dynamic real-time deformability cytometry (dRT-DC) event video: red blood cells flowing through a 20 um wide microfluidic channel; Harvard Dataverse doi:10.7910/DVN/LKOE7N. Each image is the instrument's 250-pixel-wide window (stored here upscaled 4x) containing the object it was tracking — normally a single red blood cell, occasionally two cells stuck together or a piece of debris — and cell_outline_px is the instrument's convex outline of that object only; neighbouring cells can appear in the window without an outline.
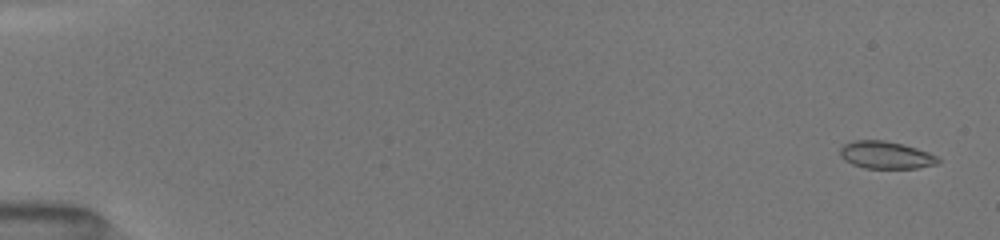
{"species": "common noctule bat (a hibernating species)", "species_latin": "Nyctalus noctula", "temperature_condition": "room temperature", "stored_images_in_passage": 50, "camera_frame_rate_fps": 3000, "um_per_image_px": 0.085, "animal": {"sex": "female", "body_mass_g": 19.5, "forearm_length_mm": 54.1}, "frame": {"image": 1, "passage_image": 2, "time_ms": 0.333, "image_size_px": [1000, 240], "cell_outline_px": [[940, 160], [936, 164], [916, 168], [864, 168], [852, 164], [844, 160], [840, 156], [840, 148], [844, 144], [856, 140], [884, 140], [916, 148], [928, 152], [936, 156]], "centroid_in_image_um": [75.26, 13.18], "position_along_channel_um": 9.7, "area_um2": 15.49}}
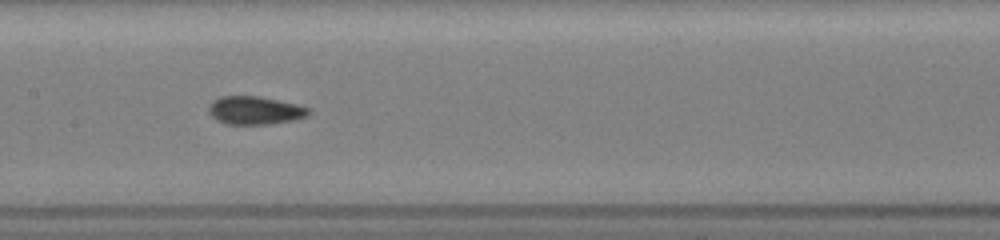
{"frame": {"image": 2, "passage_image": 26, "time_ms": 8.667, "image_size_px": [1000, 240], "cell_outline_px": [[312, 108], [304, 116], [292, 120], [268, 124], [228, 124], [216, 120], [208, 112], [208, 108], [212, 100], [220, 96], [256, 96], [296, 104]], "centroid_in_image_um": [21.61, 9.38], "position_along_channel_um": 185.8, "area_um2": 16.18}}
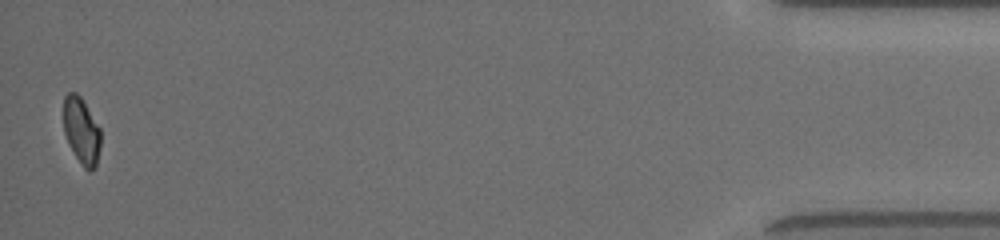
{"frame": {"image": 3, "passage_image": 50, "time_ms": 16.667, "image_size_px": [1000, 240], "cell_outline_px": [[100, 148], [96, 168], [92, 172], [88, 172], [84, 168], [68, 144], [64, 132], [64, 96], [68, 92], [76, 92], [80, 96], [100, 128]], "centroid_in_image_um": [6.93, 11.15], "position_along_channel_um": 428.3, "area_um2": 14.45}, "authors_computed_cell_mechanics": {"area_um2": 15.6927, "velocity_mm_per_s": 4.0436, "shape_relaxation_time_tau1_ms": 4.762, "shape_relaxation_time_tau2_ms": 1.1938, "deformation_change_tau1": 0.1294, "deformation_change_tau2": 0.0395}}